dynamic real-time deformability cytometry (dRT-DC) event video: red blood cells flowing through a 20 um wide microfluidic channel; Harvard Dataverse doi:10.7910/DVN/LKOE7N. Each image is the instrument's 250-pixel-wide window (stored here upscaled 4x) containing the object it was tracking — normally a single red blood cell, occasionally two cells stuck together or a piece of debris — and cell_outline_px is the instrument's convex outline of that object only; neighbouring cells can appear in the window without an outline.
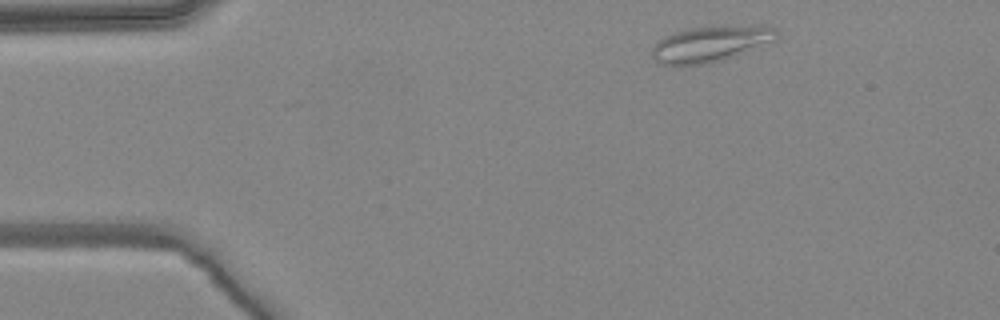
{"species": "common noctule bat (a hibernating species)", "species_latin": "Nyctalus noctula", "temperature_condition": "warm", "stored_images_in_passage": 2, "camera_frame_rate_fps": 3000, "um_per_image_px": 0.085, "animal": {"sex": "female", "body_mass_g": 24.6, "forearm_length_mm": 56.2}, "frame": {"image": 1, "passage_image": 1, "time_ms": 0.0, "image_size_px": [1000, 320], "cell_outline_px": [[780, 36], [776, 40], [720, 60], [704, 64], [672, 68], [660, 64], [652, 56], [652, 48], [664, 36], [676, 32], [692, 28], [716, 24], [764, 24], [776, 28]], "centroid_in_image_um": [60.42, 3.7], "position_along_channel_um": 24.6, "area_um2": 26.88}}